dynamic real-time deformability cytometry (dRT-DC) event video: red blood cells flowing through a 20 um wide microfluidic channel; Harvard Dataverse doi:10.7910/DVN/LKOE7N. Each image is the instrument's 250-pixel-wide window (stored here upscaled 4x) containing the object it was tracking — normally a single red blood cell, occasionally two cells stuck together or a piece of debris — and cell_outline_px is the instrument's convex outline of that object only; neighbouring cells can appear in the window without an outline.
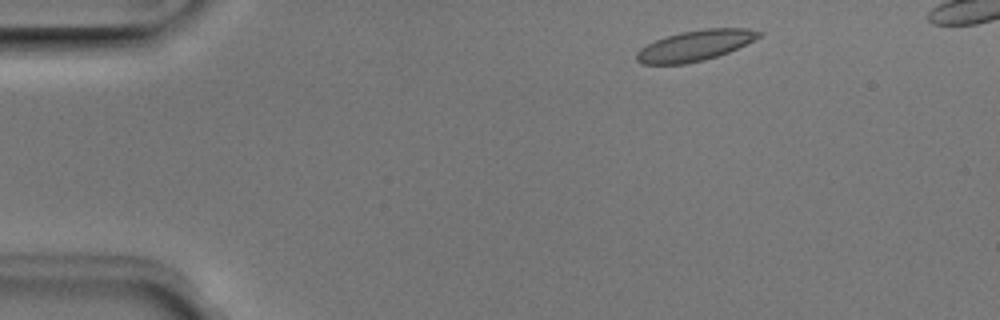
{"species": "Egyptian fruit bat (a non-hibernating species)", "species_latin": "Rousettus aegyptiacus", "temperature_condition": "room temperature", "stored_images_in_passage": 44, "camera_frame_rate_fps": 3000, "um_per_image_px": 0.085, "animal": {"sex": "male"}, "frame": {"image": 1, "passage_image": 3, "time_ms": 0.667, "image_size_px": [1000, 320], "cell_outline_px": [[764, 32], [760, 36], [728, 52], [704, 60], [684, 64], [640, 64], [636, 60], [636, 52], [640, 48], [656, 40], [680, 32], [704, 28], [748, 28]], "centroid_in_image_um": [59.06, 3.87], "position_along_channel_um": 25.9, "area_um2": 21.62}}
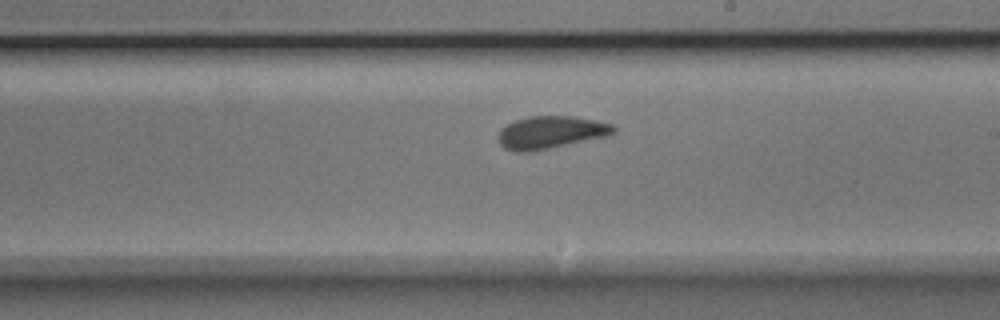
{"frame": {"image": 2, "passage_image": 25, "time_ms": 8.0, "image_size_px": [1000, 320], "cell_outline_px": [[616, 132], [612, 136], [532, 152], [512, 152], [504, 148], [500, 144], [500, 128], [516, 120], [528, 116], [572, 116], [596, 120], [612, 124], [616, 128]], "centroid_in_image_um": [46.88, 11.27], "position_along_channel_um": 242.1, "area_um2": 22.31}}
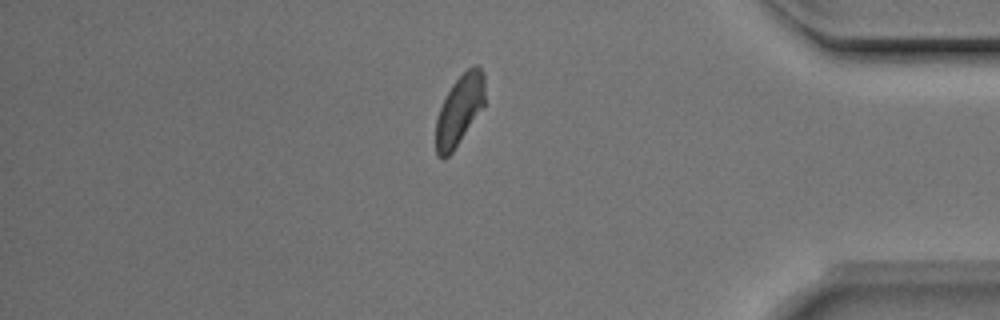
{"frame": {"image": 3, "passage_image": 39, "time_ms": 12.667, "image_size_px": [1000, 320], "cell_outline_px": [[484, 104], [452, 152], [444, 160], [440, 160], [436, 156], [436, 120], [440, 108], [452, 84], [468, 68], [476, 64], [484, 72]], "centroid_in_image_um": [39.03, 9.37], "position_along_channel_um": 396.2, "area_um2": 19.65}}